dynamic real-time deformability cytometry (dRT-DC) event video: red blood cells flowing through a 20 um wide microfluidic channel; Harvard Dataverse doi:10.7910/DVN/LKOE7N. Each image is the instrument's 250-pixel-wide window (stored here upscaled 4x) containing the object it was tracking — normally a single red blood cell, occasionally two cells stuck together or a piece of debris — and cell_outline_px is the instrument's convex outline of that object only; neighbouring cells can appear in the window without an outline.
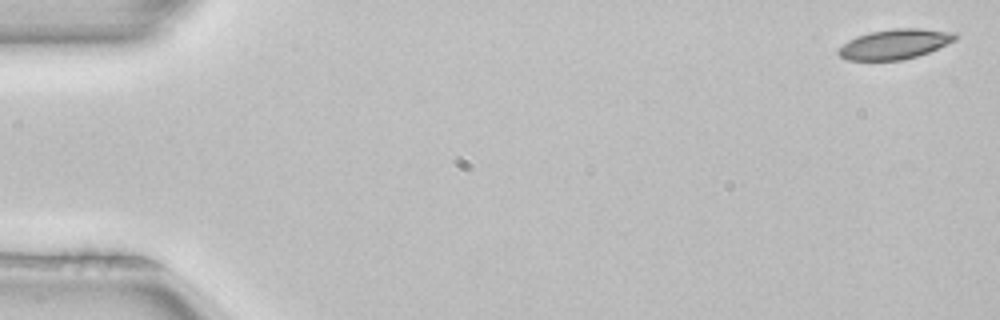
{"species": "common noctule bat (a hibernating species)", "species_latin": "Nyctalus noctula", "temperature_condition": "room temperature", "stored_images_in_passage": 4, "camera_frame_rate_fps": 3000, "um_per_image_px": 0.085, "animal": {"sex": "female", "body_mass_g": 22.7, "forearm_length_mm": 54.2}, "frame": {"image": 1, "passage_image": 1, "time_ms": 0.0, "image_size_px": [1000, 320], "cell_outline_px": [[960, 36], [956, 40], [928, 52], [904, 60], [848, 60], [840, 56], [836, 52], [848, 40], [856, 36], [872, 32], [896, 28], [920, 28], [956, 32]], "centroid_in_image_um": [76.1, 3.74], "position_along_channel_um": 8.9, "area_um2": 20.35}}
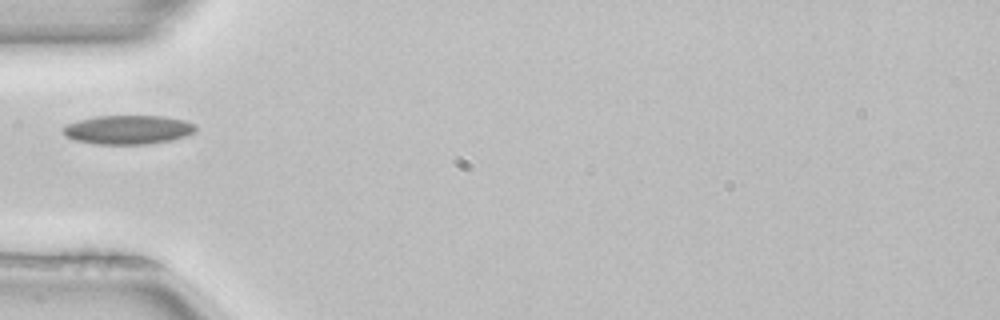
{"frame": {"image": 2, "passage_image": 4, "time_ms": 1.0, "image_size_px": [1000, 320], "cell_outline_px": [[196, 132], [172, 140], [144, 144], [96, 144], [76, 140], [60, 132], [60, 128], [68, 124], [80, 120], [96, 116], [164, 116], [184, 120], [196, 124]], "centroid_in_image_um": [10.89, 11.02], "position_along_channel_um": 74.1, "area_um2": 22.37}}